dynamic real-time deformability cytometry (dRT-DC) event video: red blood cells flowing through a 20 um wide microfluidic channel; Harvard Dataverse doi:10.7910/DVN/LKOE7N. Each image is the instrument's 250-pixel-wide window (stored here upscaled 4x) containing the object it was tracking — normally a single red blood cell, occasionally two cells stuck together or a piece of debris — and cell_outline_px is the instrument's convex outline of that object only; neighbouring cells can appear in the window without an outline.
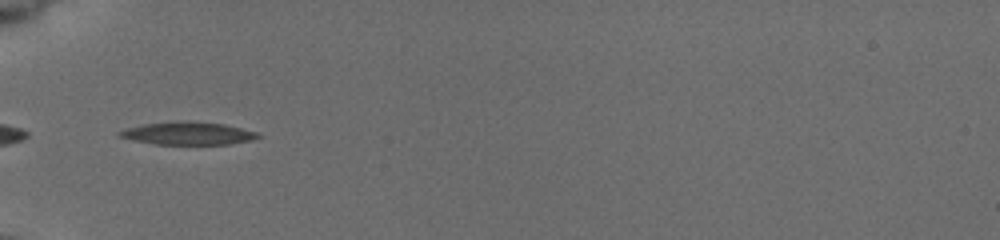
{"species": "common noctule bat (a hibernating species)", "species_latin": "Nyctalus noctula", "temperature_condition": "cold", "stored_images_in_passage": 35, "camera_frame_rate_fps": 3000, "um_per_image_px": 0.085, "animal": {"sex": "female", "body_mass_g": 19.5, "forearm_length_mm": 54.1}, "frame": {"image": 1, "passage_image": 1, "time_ms": 0.0, "image_size_px": [1000, 240], "cell_outline_px": [[260, 136], [252, 140], [228, 144], [156, 144], [136, 140], [120, 136], [116, 132], [128, 128], [144, 124], [224, 124], [256, 132]], "centroid_in_image_um": [16.01, 11.39], "position_along_channel_um": 69.0, "area_um2": 16.88}}
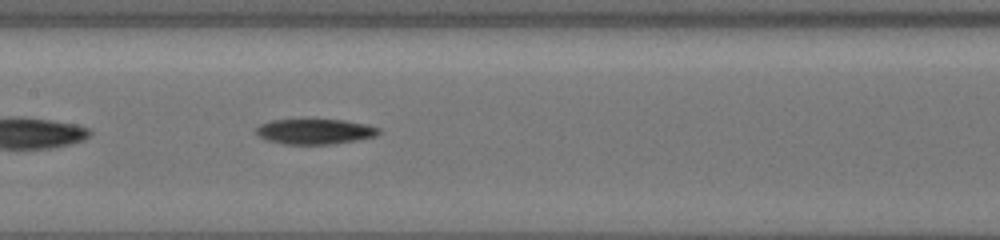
{"frame": {"image": 2, "passage_image": 10, "time_ms": 3.0, "image_size_px": [1000, 240], "cell_outline_px": [[380, 132], [376, 136], [356, 140], [332, 144], [284, 144], [268, 140], [260, 136], [256, 132], [256, 128], [260, 124], [272, 120], [344, 120], [368, 124], [380, 128]], "centroid_in_image_um": [26.8, 11.18], "position_along_channel_um": 180.6, "area_um2": 17.92}}
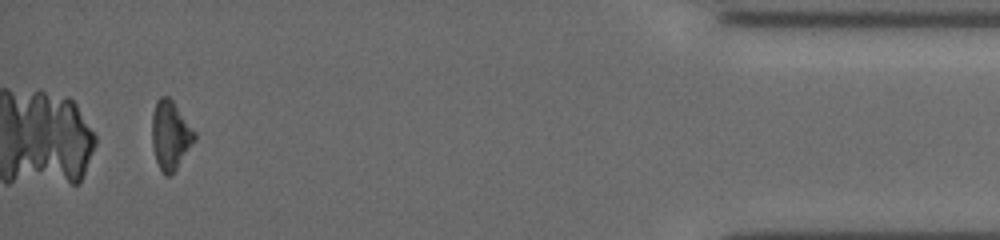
{"frame": {"image": 3, "passage_image": 33, "time_ms": 10.667, "image_size_px": [1000, 240], "cell_outline_px": [[196, 140], [172, 176], [164, 176], [156, 160], [152, 144], [152, 112], [156, 100], [160, 96], [168, 96], [172, 100], [196, 132]], "centroid_in_image_um": [14.49, 11.5], "position_along_channel_um": 420.7, "area_um2": 17.28}, "authors_computed_cell_mechanics": {"area_um2": 17.5134, "velocity_mm_per_s": 3.8762, "shape_relaxation_time_tau1_ms": 5.3189, "shape_relaxation_time_tau2_ms": null, "deformation_change_tau1": 0.1264, "deformation_change_tau2": null}}